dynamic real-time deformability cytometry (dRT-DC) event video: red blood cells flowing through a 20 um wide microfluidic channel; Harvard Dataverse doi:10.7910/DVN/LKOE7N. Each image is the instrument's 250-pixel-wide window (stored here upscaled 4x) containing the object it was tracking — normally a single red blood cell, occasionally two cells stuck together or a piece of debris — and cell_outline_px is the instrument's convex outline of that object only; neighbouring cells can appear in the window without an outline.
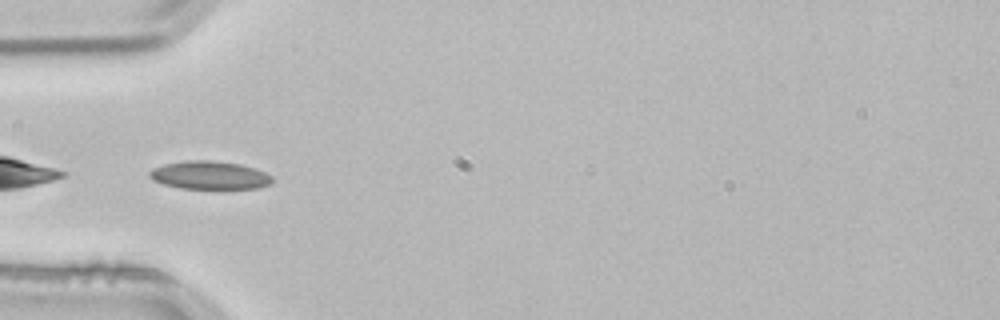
{"species": "common noctule bat (a hibernating species)", "species_latin": "Nyctalus noctula", "temperature_condition": "room temperature", "stored_images_in_passage": 2, "camera_frame_rate_fps": 3000, "um_per_image_px": 0.085, "animal": {"sex": "male", "body_mass_g": 21.5, "forearm_length_mm": 52.0}, "frame": {"image": 1, "passage_image": 2, "time_ms": 0.333, "image_size_px": [1000, 320], "cell_outline_px": [[272, 184], [260, 188], [180, 188], [164, 184], [152, 180], [148, 176], [148, 172], [152, 168], [164, 164], [188, 160], [212, 160], [240, 164], [264, 172], [272, 176]], "centroid_in_image_um": [17.79, 14.89], "position_along_channel_um": 67.2, "area_um2": 20.11}}